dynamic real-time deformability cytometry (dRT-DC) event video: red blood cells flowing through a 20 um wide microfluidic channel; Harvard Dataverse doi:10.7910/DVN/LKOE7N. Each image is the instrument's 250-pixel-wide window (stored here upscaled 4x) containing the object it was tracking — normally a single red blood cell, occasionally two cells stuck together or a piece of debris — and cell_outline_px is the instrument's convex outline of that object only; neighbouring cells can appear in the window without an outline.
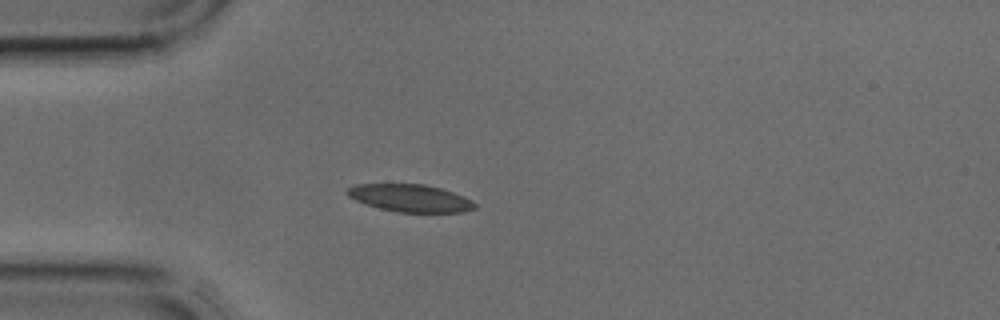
{"species": "common noctule bat (a hibernating species)", "species_latin": "Nyctalus noctula", "temperature_condition": "cold", "stored_images_in_passage": 1, "camera_frame_rate_fps": 3000, "um_per_image_px": 0.085, "animal": {"sex": "male", "body_mass_g": 17.9, "forearm_length_mm": 54.2}, "frame": {"image": 1, "passage_image": 1, "time_ms": 0.0, "image_size_px": [1000, 320], "cell_outline_px": [[476, 208], [464, 212], [396, 212], [380, 208], [356, 200], [348, 196], [344, 192], [348, 188], [356, 184], [424, 184], [440, 188], [464, 196], [472, 200], [476, 204]], "centroid_in_image_um": [34.88, 16.83], "position_along_channel_um": 50.1, "area_um2": 20.35}}